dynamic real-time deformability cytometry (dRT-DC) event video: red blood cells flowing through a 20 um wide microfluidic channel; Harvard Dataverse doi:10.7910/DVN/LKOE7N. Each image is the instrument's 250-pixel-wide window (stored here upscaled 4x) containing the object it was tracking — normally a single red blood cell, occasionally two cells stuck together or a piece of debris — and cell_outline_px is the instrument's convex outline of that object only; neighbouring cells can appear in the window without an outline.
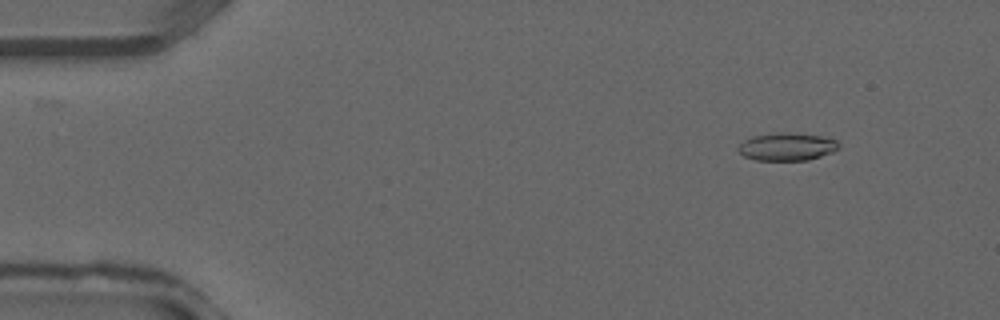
{"species": "common noctule bat (a hibernating species)", "species_latin": "Nyctalus noctula", "temperature_condition": "warm", "stored_images_in_passage": 34, "camera_frame_rate_fps": 3000, "um_per_image_px": 0.085, "animal": {"sex": "male", "forearm_length_mm": 52.5}, "frame": {"image": 1, "passage_image": 1, "time_ms": 0.0, "image_size_px": [1000, 320], "cell_outline_px": [[840, 148], [832, 152], [808, 160], [756, 160], [744, 156], [736, 148], [744, 140], [752, 136], [784, 132], [788, 132], [820, 136], [836, 140], [840, 144]], "centroid_in_image_um": [66.89, 12.47], "position_along_channel_um": 18.1, "area_um2": 16.18}}
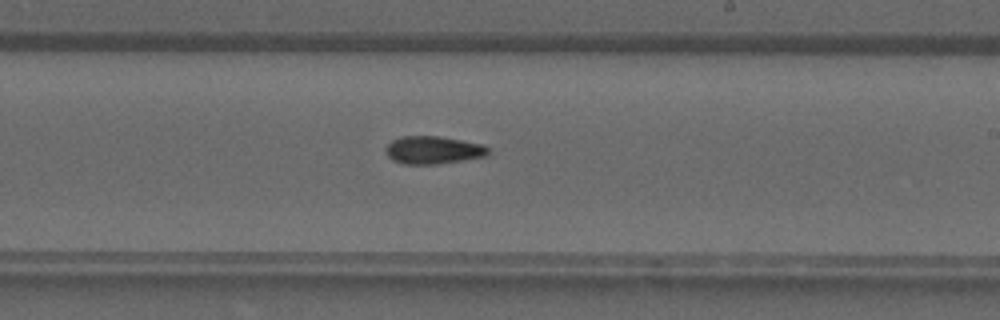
{"frame": {"image": 2, "passage_image": 19, "time_ms": 6.0, "image_size_px": [1000, 320], "cell_outline_px": [[488, 156], [436, 164], [404, 164], [392, 160], [384, 152], [384, 148], [392, 140], [400, 136], [436, 136], [484, 144], [488, 148]], "centroid_in_image_um": [36.78, 12.75], "position_along_channel_um": 252.2, "area_um2": 16.65}}
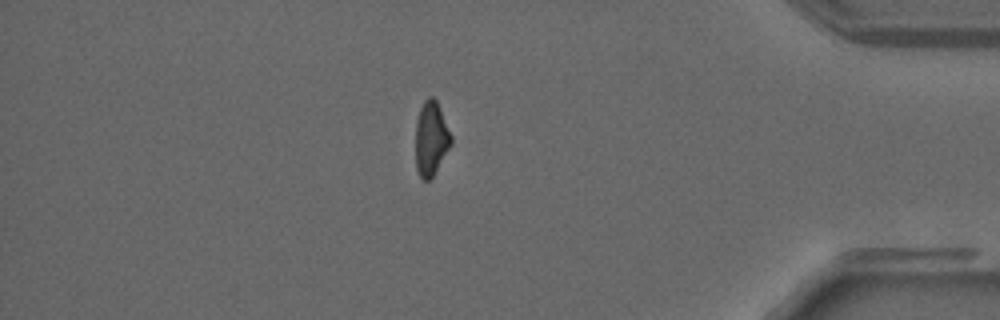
{"frame": {"image": 3, "passage_image": 29, "time_ms": 9.333, "image_size_px": [1000, 320], "cell_outline_px": [[452, 144], [432, 176], [428, 180], [424, 180], [420, 176], [416, 168], [416, 120], [420, 108], [424, 100], [428, 96], [432, 96], [436, 100], [440, 108], [452, 136]], "centroid_in_image_um": [36.64, 11.74], "position_along_channel_um": 398.6, "area_um2": 15.26}}